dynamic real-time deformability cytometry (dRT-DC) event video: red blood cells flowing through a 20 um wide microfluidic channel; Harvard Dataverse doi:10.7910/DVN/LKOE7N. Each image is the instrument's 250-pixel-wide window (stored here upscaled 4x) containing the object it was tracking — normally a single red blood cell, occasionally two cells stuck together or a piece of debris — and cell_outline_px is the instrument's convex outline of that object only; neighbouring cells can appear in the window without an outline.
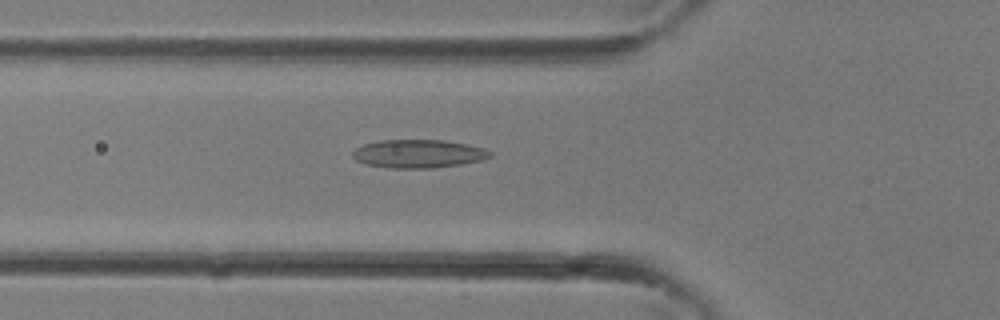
{"species": "common noctule bat (a hibernating species)", "species_latin": "Nyctalus noctula", "temperature_condition": "room temperature", "stored_images_in_passage": 26, "camera_frame_rate_fps": 3000, "um_per_image_px": 0.085, "animal": {"sex": "female"}, "frame": {"image": 1, "passage_image": 5, "time_ms": 1.333, "image_size_px": [1000, 320], "cell_outline_px": [[492, 156], [484, 160], [460, 164], [432, 168], [392, 168], [364, 164], [356, 160], [352, 156], [352, 152], [356, 148], [364, 144], [380, 140], [444, 140], [484, 148], [492, 152]], "centroid_in_image_um": [35.56, 13.07], "position_along_channel_um": 90.2, "area_um2": 22.66}}
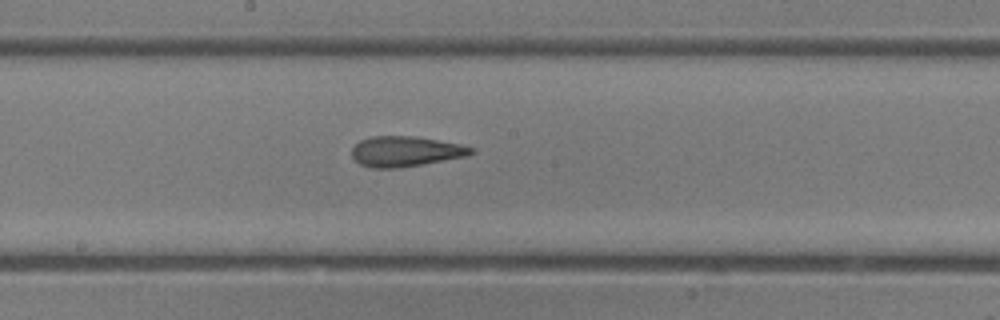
{"frame": {"image": 2, "passage_image": 11, "time_ms": 3.333, "image_size_px": [1000, 320], "cell_outline_px": [[476, 152], [468, 156], [400, 168], [372, 168], [360, 164], [352, 156], [352, 148], [360, 140], [372, 136], [416, 136], [460, 144], [476, 148]], "centroid_in_image_um": [34.51, 12.87], "position_along_channel_um": 213.7, "area_um2": 21.21}}
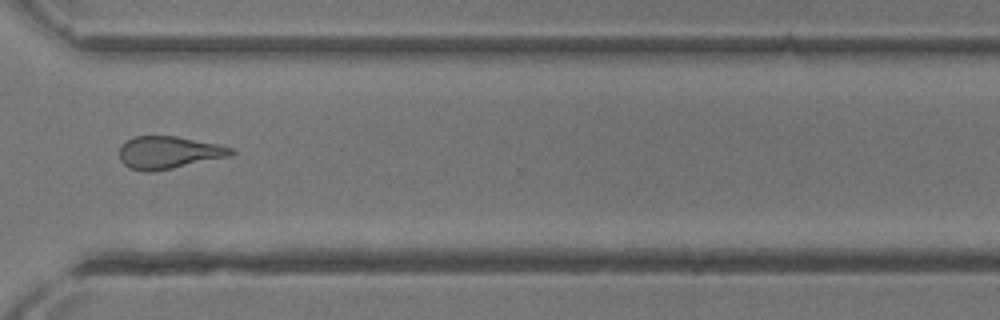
{"frame": {"image": 3, "passage_image": 18, "time_ms": 5.667, "image_size_px": [1000, 320], "cell_outline_px": [[236, 152], [232, 156], [152, 172], [144, 172], [132, 168], [124, 164], [120, 160], [120, 144], [136, 136], [176, 136], [220, 144], [232, 148]], "centroid_in_image_um": [14.37, 12.96], "position_along_channel_um": 356.2, "area_um2": 21.21}}